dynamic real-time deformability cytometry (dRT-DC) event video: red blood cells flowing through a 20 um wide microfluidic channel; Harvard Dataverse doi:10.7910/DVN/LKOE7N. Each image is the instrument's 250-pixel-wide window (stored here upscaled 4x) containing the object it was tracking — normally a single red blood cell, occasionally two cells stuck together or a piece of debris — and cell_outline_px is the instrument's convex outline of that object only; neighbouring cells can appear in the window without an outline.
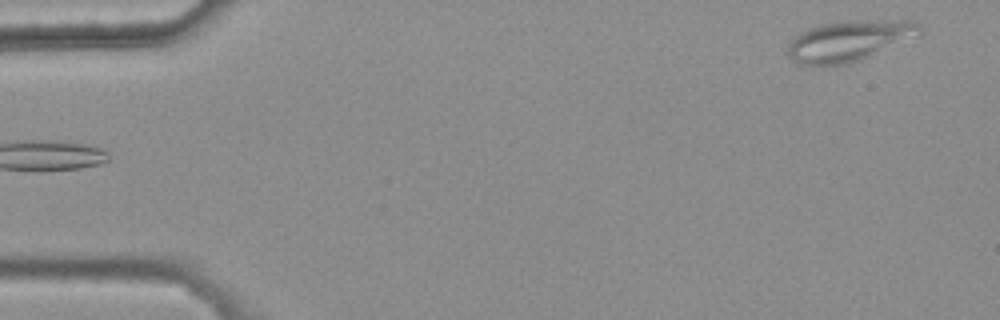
{"species": "common noctule bat (a hibernating species)", "species_latin": "Nyctalus noctula", "temperature_condition": "warm", "stored_images_in_passage": 4, "camera_frame_rate_fps": 3000, "um_per_image_px": 0.085, "animal": {"sex": "female", "body_mass_g": 25.1}, "frame": {"image": 1, "passage_image": 4, "time_ms": 1.0, "image_size_px": [1000, 320], "cell_outline_px": [[924, 32], [920, 36], [860, 60], [848, 64], [796, 64], [788, 56], [788, 44], [800, 32], [808, 28], [820, 24], [844, 20], [912, 20], [920, 24], [924, 28]], "centroid_in_image_um": [72.25, 3.44], "position_along_channel_um": 12.7, "area_um2": 31.73}}